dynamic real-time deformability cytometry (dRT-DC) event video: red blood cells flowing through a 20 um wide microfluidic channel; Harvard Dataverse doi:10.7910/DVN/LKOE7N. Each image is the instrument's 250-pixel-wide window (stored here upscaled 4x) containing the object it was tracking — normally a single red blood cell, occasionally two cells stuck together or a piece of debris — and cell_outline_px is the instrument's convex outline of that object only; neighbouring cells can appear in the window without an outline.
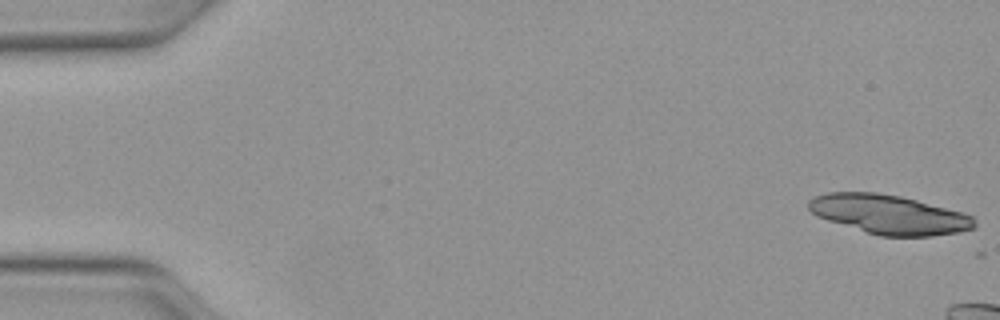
{"species": "Egyptian fruit bat (a non-hibernating species)", "species_latin": "Rousettus aegyptiacus", "temperature_condition": "warm", "stored_images_in_passage": 8, "camera_frame_rate_fps": 3000, "um_per_image_px": 0.085, "animal": {"sex": "female"}, "frame": {"image": 1, "passage_image": 1, "time_ms": 0.0, "image_size_px": [1000, 320], "cell_outline_px": [[976, 228], [960, 232], [932, 236], [880, 236], [828, 220], [816, 216], [808, 208], [808, 200], [816, 196], [828, 192], [876, 192], [900, 196], [916, 200], [960, 212], [972, 216], [976, 224]], "centroid_in_image_um": [75.56, 18.23], "position_along_channel_um": 9.4, "area_um2": 37.63}}